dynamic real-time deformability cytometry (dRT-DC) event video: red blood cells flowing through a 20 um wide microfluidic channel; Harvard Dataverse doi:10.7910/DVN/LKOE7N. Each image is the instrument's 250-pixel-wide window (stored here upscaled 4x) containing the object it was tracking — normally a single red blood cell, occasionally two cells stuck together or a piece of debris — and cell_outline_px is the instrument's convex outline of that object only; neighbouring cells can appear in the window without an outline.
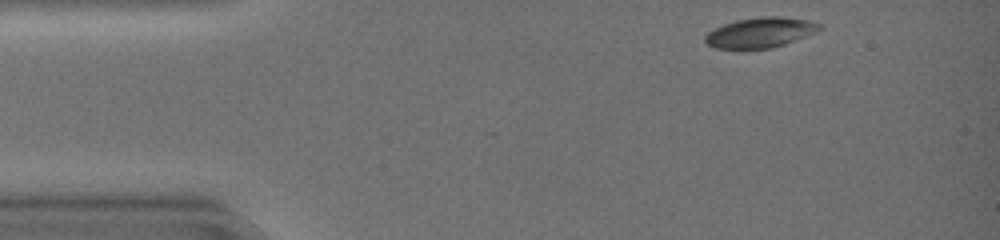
{"species": "common noctule bat (a hibernating species)", "species_latin": "Nyctalus noctula", "temperature_condition": "warm", "stored_images_in_passage": 37, "camera_frame_rate_fps": 3000, "um_per_image_px": 0.085, "animal": {"sex": "female", "body_mass_g": 19.0, "forearm_length_mm": 51.5}, "frame": {"image": 1, "passage_image": 1, "time_ms": 0.0, "image_size_px": [1000, 240], "cell_outline_px": [[824, 28], [816, 32], [796, 40], [772, 48], [744, 52], [716, 48], [708, 44], [704, 40], [704, 36], [708, 32], [724, 24], [736, 20], [760, 16], [780, 16], [812, 20], [820, 24]], "centroid_in_image_um": [64.62, 2.8], "position_along_channel_um": 20.4, "area_um2": 20.92}}
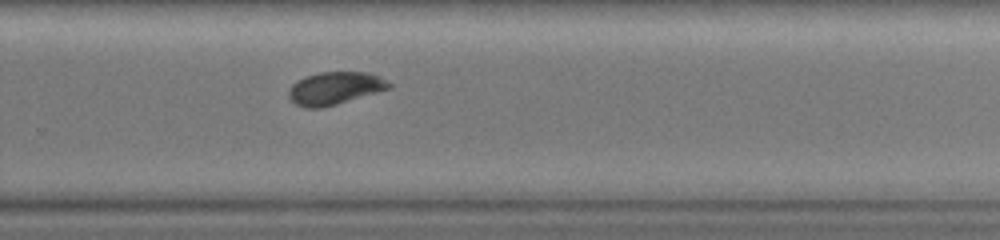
{"frame": {"image": 2, "passage_image": 26, "time_ms": 8.333, "image_size_px": [1000, 240], "cell_outline_px": [[392, 88], [336, 104], [320, 108], [304, 108], [296, 104], [288, 96], [288, 92], [292, 84], [296, 80], [304, 76], [320, 72], [368, 72], [392, 84]], "centroid_in_image_um": [28.43, 7.5], "position_along_channel_um": 301.4, "area_um2": 19.02}}
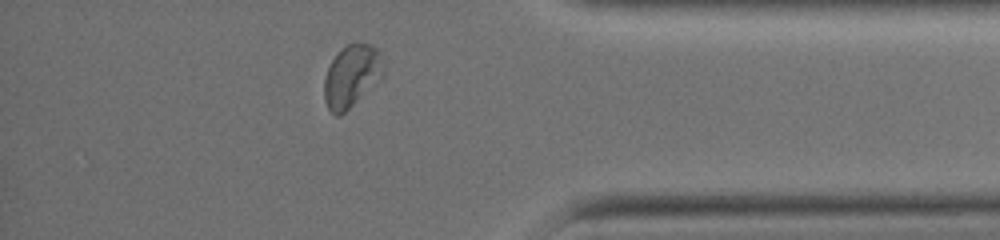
{"frame": {"image": 3, "passage_image": 34, "time_ms": 11.0, "image_size_px": [1000, 240], "cell_outline_px": [[380, 52], [352, 104], [340, 116], [336, 116], [328, 108], [324, 100], [324, 80], [328, 68], [332, 60], [348, 44], [356, 40], [372, 44]], "centroid_in_image_um": [29.59, 6.39], "position_along_channel_um": 405.6, "area_um2": 18.09}, "authors_computed_cell_mechanics": {"area_um2": 19.8832, "velocity_mm_per_s": 4.3033, "shape_relaxation_time_tau1_ms": 3.2032, "shape_relaxation_time_tau2_ms": null, "deformation_change_tau1": 0.1345, "deformation_change_tau2": null}}